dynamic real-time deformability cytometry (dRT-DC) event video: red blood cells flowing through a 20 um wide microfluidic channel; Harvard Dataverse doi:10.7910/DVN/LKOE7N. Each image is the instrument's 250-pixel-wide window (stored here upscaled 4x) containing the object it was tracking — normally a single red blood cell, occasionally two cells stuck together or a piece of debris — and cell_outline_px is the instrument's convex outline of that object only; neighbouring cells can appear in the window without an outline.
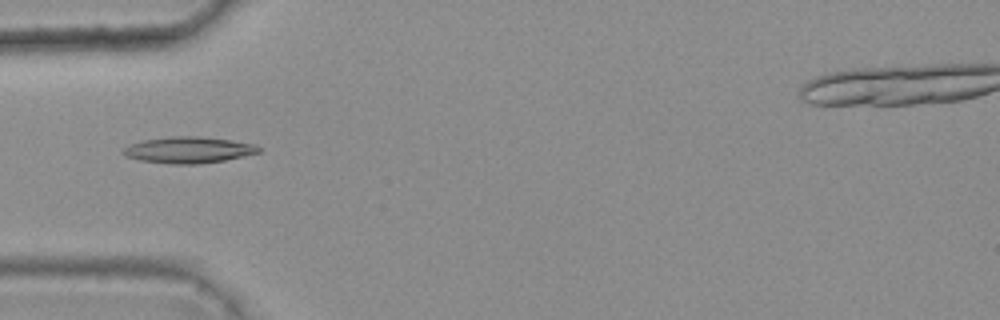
{"species": "common noctule bat (a hibernating species)", "species_latin": "Nyctalus noctula", "temperature_condition": "warm", "stored_images_in_passage": 7, "camera_frame_rate_fps": 3000, "um_per_image_px": 0.085, "animal": {"sex": "female", "body_mass_g": 25.1}, "frame": {"image": 1, "passage_image": 4, "time_ms": 1.0, "image_size_px": [1000, 320], "cell_outline_px": [[260, 152], [224, 160], [200, 164], [172, 164], [140, 160], [124, 156], [120, 152], [128, 144], [144, 140], [172, 136], [200, 136], [232, 140], [256, 144], [260, 148]], "centroid_in_image_um": [16.0, 12.74], "position_along_channel_um": 69.0, "area_um2": 20.87}}
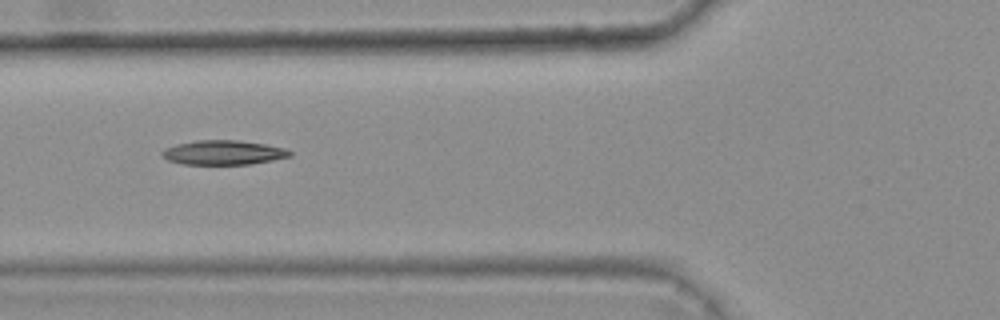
{"frame": {"image": 2, "passage_image": 5, "time_ms": 1.333, "image_size_px": [1000, 320], "cell_outline_px": [[292, 156], [252, 164], [184, 164], [168, 160], [160, 152], [164, 148], [176, 144], [196, 140], [236, 140], [264, 144], [284, 148], [292, 152]], "centroid_in_image_um": [18.98, 12.96], "position_along_channel_um": 106.8, "area_um2": 18.09}}
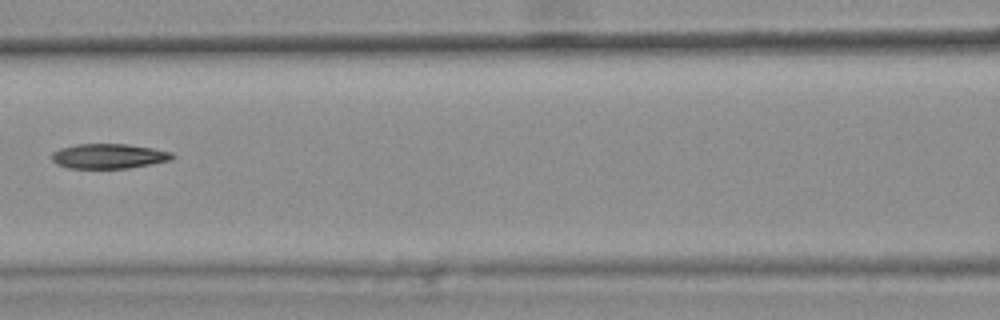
{"frame": {"image": 3, "passage_image": 6, "time_ms": 1.667, "image_size_px": [1000, 320], "cell_outline_px": [[176, 156], [172, 160], [128, 168], [68, 168], [56, 164], [52, 160], [52, 152], [60, 148], [76, 144], [128, 144], [152, 148], [172, 152]], "centroid_in_image_um": [9.25, 13.27], "position_along_channel_um": 157.4, "area_um2": 17.51}}